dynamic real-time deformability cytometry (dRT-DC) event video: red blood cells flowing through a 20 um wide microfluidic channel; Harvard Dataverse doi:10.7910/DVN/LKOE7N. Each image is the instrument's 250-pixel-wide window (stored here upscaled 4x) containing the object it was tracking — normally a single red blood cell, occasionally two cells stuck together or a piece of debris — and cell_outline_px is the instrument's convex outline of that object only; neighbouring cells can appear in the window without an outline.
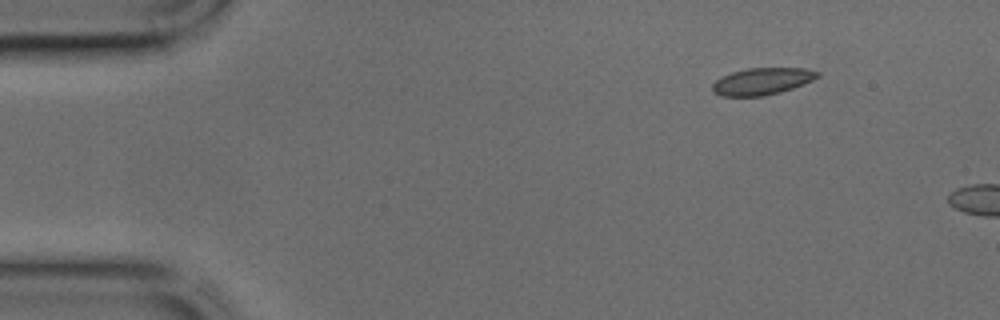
{"species": "common noctule bat (a hibernating species)", "species_latin": "Nyctalus noctula", "temperature_condition": "cold", "stored_images_in_passage": 4, "camera_frame_rate_fps": 3000, "um_per_image_px": 0.085, "animal": {"sex": "male", "body_mass_g": 17.9, "forearm_length_mm": 54.2}, "frame": {"image": 1, "passage_image": 1, "time_ms": 0.0, "image_size_px": [1000, 320], "cell_outline_px": [[820, 76], [804, 84], [780, 92], [764, 96], [720, 96], [712, 92], [712, 84], [716, 80], [732, 72], [748, 68], [804, 68], [820, 72]], "centroid_in_image_um": [64.78, 6.91], "position_along_channel_um": 20.2, "area_um2": 16.47}}